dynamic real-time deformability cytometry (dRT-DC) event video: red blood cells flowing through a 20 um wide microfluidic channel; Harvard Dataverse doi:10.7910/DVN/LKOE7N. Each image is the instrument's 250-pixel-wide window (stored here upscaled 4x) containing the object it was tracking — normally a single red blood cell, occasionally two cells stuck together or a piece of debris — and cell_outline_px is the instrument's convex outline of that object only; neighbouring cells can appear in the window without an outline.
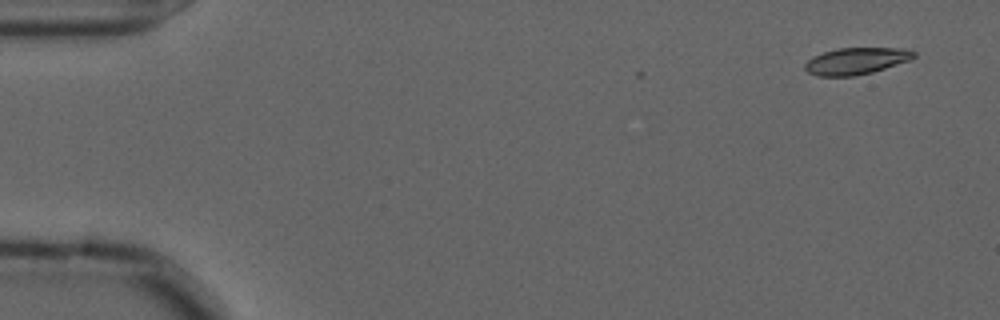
{"species": "common noctule bat (a hibernating species)", "species_latin": "Nyctalus noctula", "temperature_condition": "cold", "stored_images_in_passage": 6, "camera_frame_rate_fps": 3000, "um_per_image_px": 0.085, "animal": {"sex": "male", "forearm_length_mm": 52.5}, "frame": {"image": 1, "passage_image": 1, "time_ms": 0.0, "image_size_px": [1000, 320], "cell_outline_px": [[916, 56], [908, 60], [872, 72], [852, 76], [816, 76], [808, 72], [804, 68], [804, 64], [812, 56], [824, 52], [840, 48], [904, 48], [916, 52]], "centroid_in_image_um": [72.74, 5.18], "position_along_channel_um": 12.3, "area_um2": 16.82}}